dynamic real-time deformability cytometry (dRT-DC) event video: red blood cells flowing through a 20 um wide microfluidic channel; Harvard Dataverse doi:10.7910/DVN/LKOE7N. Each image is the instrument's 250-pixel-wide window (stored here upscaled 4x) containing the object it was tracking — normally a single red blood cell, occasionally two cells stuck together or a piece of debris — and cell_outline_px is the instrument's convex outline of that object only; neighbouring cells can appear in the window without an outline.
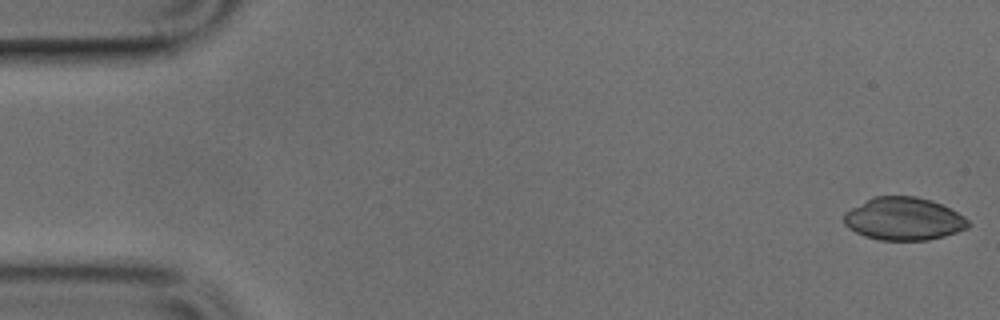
{"species": "common noctule bat (a hibernating species)", "species_latin": "Nyctalus noctula", "temperature_condition": "cold", "stored_images_in_passage": 7, "camera_frame_rate_fps": 3000, "um_per_image_px": 0.085, "animal": {"sex": "male", "body_mass_g": 17.9, "forearm_length_mm": 54.2}, "frame": {"image": 1, "passage_image": 1, "time_ms": 0.0, "image_size_px": [1000, 320], "cell_outline_px": [[972, 224], [968, 228], [944, 236], [928, 240], [880, 240], [864, 236], [848, 228], [844, 224], [844, 212], [872, 196], [916, 196], [932, 200], [964, 216]], "centroid_in_image_um": [76.8, 18.6], "position_along_channel_um": 8.2, "area_um2": 31.1}}